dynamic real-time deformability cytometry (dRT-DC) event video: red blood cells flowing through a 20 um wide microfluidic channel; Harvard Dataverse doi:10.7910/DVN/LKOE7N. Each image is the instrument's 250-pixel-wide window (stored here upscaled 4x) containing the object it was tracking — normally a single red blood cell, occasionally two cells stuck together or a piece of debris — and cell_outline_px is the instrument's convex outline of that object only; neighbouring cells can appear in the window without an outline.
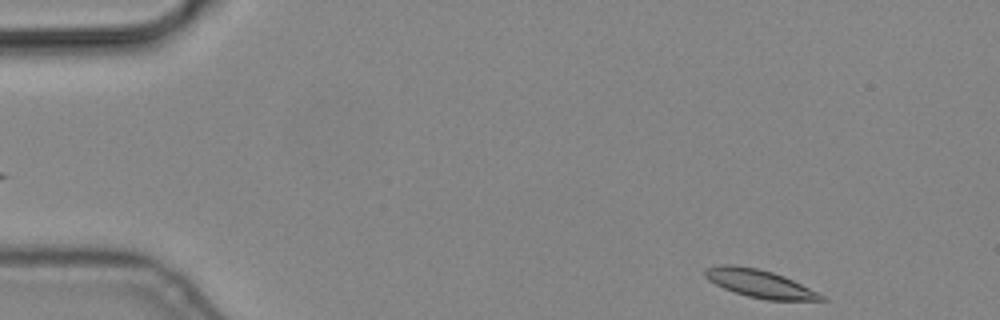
{"species": "common noctule bat (a hibernating species)", "species_latin": "Nyctalus noctula", "temperature_condition": "cold", "stored_images_in_passage": 4, "segment_of_instrument_passage": [2, 2], "camera_frame_rate_fps": 3000, "um_per_image_px": 0.085, "animal": {"sex": "male", "body_mass_g": 19.2, "forearm_length_mm": 51.8}, "frame": {"image": 1, "passage_image": 4, "time_ms": 1.0, "image_size_px": [1000, 320], "cell_outline_px": [[828, 300], [768, 300], [748, 296], [724, 288], [708, 280], [704, 276], [704, 268], [720, 264], [732, 264], [756, 268], [772, 272], [784, 276], [824, 296]], "centroid_in_image_um": [64.51, 24.09], "position_along_channel_um": 20.5, "area_um2": 18.61}}